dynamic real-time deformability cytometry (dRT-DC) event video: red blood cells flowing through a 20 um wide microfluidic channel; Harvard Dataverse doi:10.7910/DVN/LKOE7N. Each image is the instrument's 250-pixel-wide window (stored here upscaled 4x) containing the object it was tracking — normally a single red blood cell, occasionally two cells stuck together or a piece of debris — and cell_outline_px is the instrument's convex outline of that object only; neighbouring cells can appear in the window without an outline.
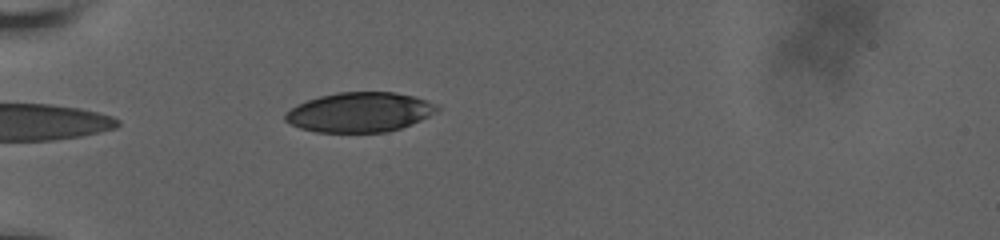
{"species": "human", "species_latin": "Homo sapiens", "temperature_condition": "room temperature", "stored_images_in_passage": 6, "camera_frame_rate_fps": 3000, "um_per_image_px": 0.085, "donor": {"sex": "male"}, "frame": {"image": 1, "passage_image": 1, "time_ms": 0.0, "image_size_px": [1000, 240], "cell_outline_px": [[440, 108], [436, 112], [420, 120], [400, 128], [384, 132], [316, 132], [300, 128], [284, 120], [284, 112], [296, 104], [320, 96], [340, 92], [396, 92], [412, 96], [424, 100]], "centroid_in_image_um": [30.51, 9.54], "position_along_channel_um": 54.5, "area_um2": 34.85}}
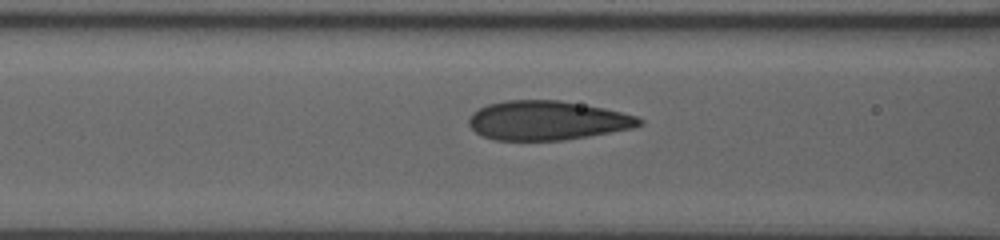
{"frame": {"image": 2, "passage_image": 4, "time_ms": 1.0, "image_size_px": [1000, 240], "cell_outline_px": [[644, 124], [632, 128], [588, 136], [564, 140], [496, 140], [484, 136], [476, 132], [468, 124], [468, 120], [472, 112], [488, 104], [504, 100], [560, 100], [604, 108], [636, 116], [644, 120]], "centroid_in_image_um": [46.51, 10.23], "position_along_channel_um": 120.1, "area_um2": 38.84}}